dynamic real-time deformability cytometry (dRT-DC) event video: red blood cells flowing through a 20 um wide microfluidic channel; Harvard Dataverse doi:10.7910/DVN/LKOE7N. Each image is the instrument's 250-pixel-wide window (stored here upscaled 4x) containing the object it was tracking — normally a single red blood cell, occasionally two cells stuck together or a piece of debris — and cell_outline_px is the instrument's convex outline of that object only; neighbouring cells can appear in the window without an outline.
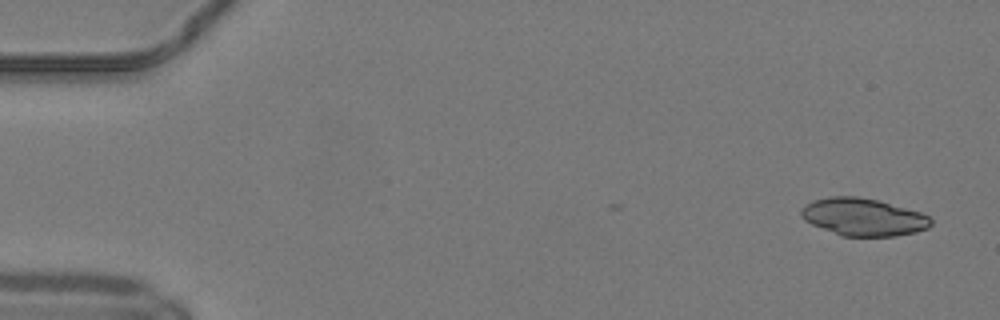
{"species": "common noctule bat (a hibernating species)", "species_latin": "Nyctalus noctula", "temperature_condition": "warm", "stored_images_in_passage": 2, "camera_frame_rate_fps": 3000, "um_per_image_px": 0.085, "animal": {"sex": "male", "body_mass_g": 19.2, "forearm_length_mm": 51.8}, "frame": {"image": 1, "passage_image": 2, "time_ms": 0.333, "image_size_px": [1000, 320], "cell_outline_px": [[932, 224], [928, 228], [916, 232], [896, 236], [840, 236], [812, 224], [804, 220], [800, 216], [800, 208], [804, 204], [812, 200], [828, 196], [856, 196], [876, 200], [920, 212], [928, 216], [932, 220]], "centroid_in_image_um": [73.33, 18.45], "position_along_channel_um": 11.7, "area_um2": 28.5}}